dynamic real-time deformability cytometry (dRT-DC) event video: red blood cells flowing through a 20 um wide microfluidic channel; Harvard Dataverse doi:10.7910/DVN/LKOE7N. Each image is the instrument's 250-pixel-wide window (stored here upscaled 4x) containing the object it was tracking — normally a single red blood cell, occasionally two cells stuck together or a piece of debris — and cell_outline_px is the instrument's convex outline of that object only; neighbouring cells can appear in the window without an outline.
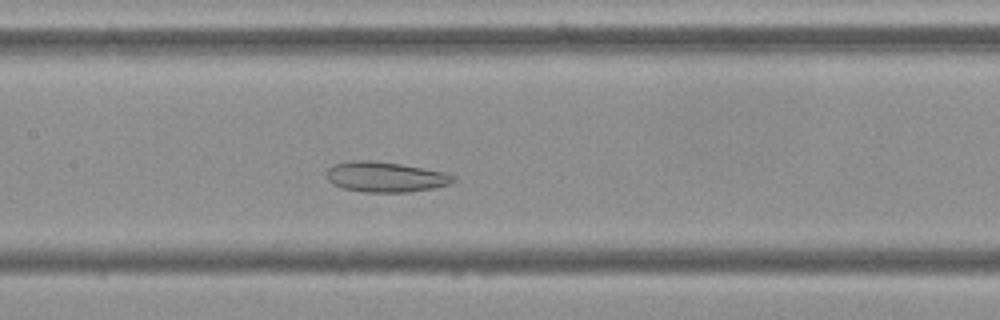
{"species": "Egyptian fruit bat (a non-hibernating species)", "species_latin": "Rousettus aegyptiacus", "temperature_condition": "cold", "stored_images_in_passage": 51, "camera_frame_rate_fps": 3000, "um_per_image_px": 0.085, "frame": {"image": 1, "passage_image": 22, "time_ms": 7.0, "image_size_px": [1000, 320], "cell_outline_px": [[456, 180], [448, 184], [436, 188], [408, 192], [364, 192], [344, 188], [332, 184], [328, 180], [328, 168], [332, 164], [352, 160], [372, 160], [400, 164], [448, 172], [456, 176]], "centroid_in_image_um": [32.8, 15.03], "position_along_channel_um": 174.6, "area_um2": 22.54}}
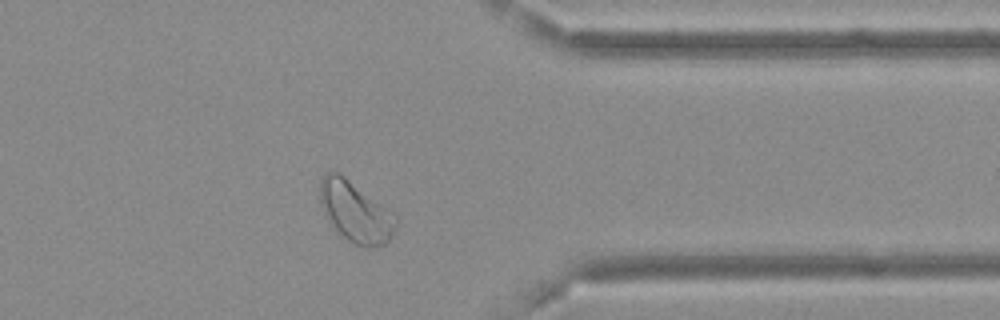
{"frame": {"image": 2, "passage_image": 40, "time_ms": 13.0, "image_size_px": [1000, 320], "cell_outline_px": [[396, 228], [392, 236], [384, 244], [372, 248], [364, 248], [352, 244], [336, 228], [328, 216], [320, 200], [320, 180], [328, 172], [336, 172], [344, 176], [388, 208], [396, 216]], "centroid_in_image_um": [30.27, 18.03], "position_along_channel_um": 381.1, "area_um2": 26.24}}
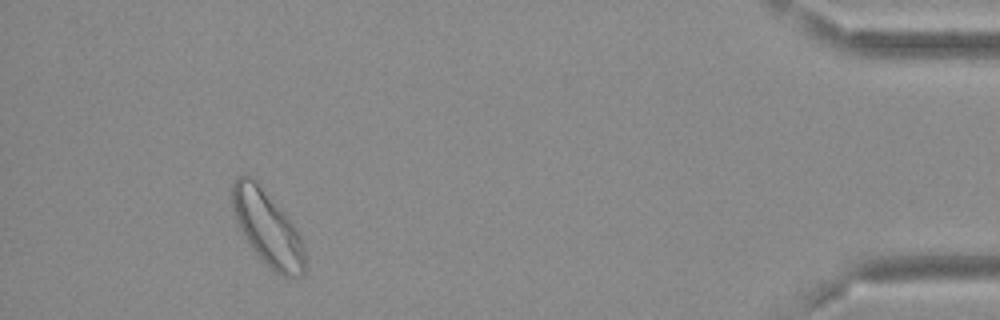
{"frame": {"image": 3, "passage_image": 47, "time_ms": 15.333, "image_size_px": [1000, 320], "cell_outline_px": [[304, 276], [280, 276], [252, 248], [240, 228], [236, 220], [232, 208], [232, 184], [236, 176], [248, 176], [256, 180], [288, 216], [296, 228], [300, 236], [304, 248]], "centroid_in_image_um": [22.74, 19.35], "position_along_channel_um": 412.5, "area_um2": 31.1}, "authors_computed_cell_mechanics": {"area_um2": 27.3394, "velocity_mm_per_s": 3.613, "shape_relaxation_time_tau1_ms": null, "shape_relaxation_time_tau2_ms": 4.2233, "deformation_change_tau1": null, "deformation_change_tau2": 0.1062}}